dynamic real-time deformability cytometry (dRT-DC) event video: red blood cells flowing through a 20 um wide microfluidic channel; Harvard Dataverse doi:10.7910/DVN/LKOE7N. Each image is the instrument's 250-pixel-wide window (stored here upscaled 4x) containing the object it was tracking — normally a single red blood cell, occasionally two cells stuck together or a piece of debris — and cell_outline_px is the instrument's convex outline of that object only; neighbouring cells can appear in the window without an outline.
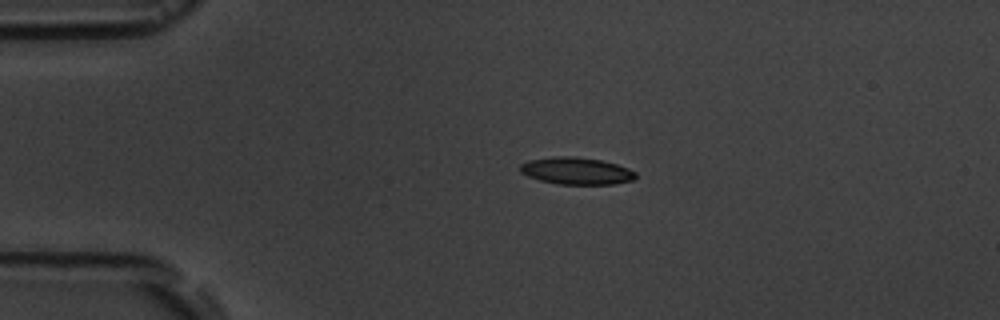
{"species": "common noctule bat (a hibernating species)", "species_latin": "Nyctalus noctula", "temperature_condition": "room temperature", "stored_images_in_passage": 4, "camera_frame_rate_fps": 3000, "um_per_image_px": 0.085, "animal": {"sex": "male", "body_mass_g": 19.5, "forearm_length_mm": 54.6}, "frame": {"image": 1, "passage_image": 3, "time_ms": 3.0, "image_size_px": [1000, 320], "cell_outline_px": [[636, 176], [632, 180], [612, 184], [560, 184], [540, 180], [528, 176], [520, 172], [520, 164], [528, 160], [552, 156], [576, 156], [600, 160], [616, 164], [628, 168], [636, 172]], "centroid_in_image_um": [48.97, 14.51], "position_along_channel_um": 36.0, "area_um2": 18.21}}